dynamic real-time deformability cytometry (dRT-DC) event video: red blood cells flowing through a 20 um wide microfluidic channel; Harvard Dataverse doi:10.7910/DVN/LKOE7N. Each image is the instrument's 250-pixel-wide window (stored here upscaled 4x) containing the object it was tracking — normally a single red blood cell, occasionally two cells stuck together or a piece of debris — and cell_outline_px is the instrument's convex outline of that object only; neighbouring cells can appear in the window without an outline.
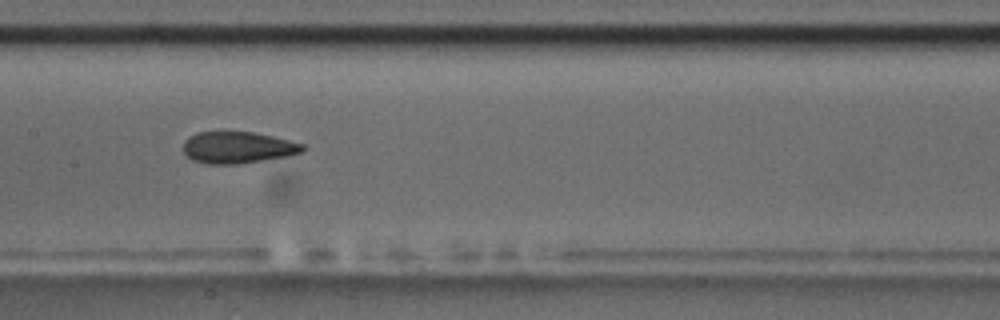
{"species": "common noctule bat (a hibernating species)", "species_latin": "Nyctalus noctula", "temperature_condition": "room temperature", "stored_images_in_passage": 7, "camera_frame_rate_fps": 3000, "um_per_image_px": 0.085, "animal": {"sex": "male", "body_mass_g": 17.5, "forearm_length_mm": 52.3}, "frame": {"image": 1, "passage_image": 4, "time_ms": 3.333, "image_size_px": [1000, 320], "cell_outline_px": [[304, 152], [284, 156], [236, 164], [204, 164], [192, 160], [184, 152], [184, 140], [188, 136], [196, 132], [252, 132], [272, 136], [304, 144]], "centroid_in_image_um": [20.16, 12.53], "position_along_channel_um": 187.2, "area_um2": 21.85}}
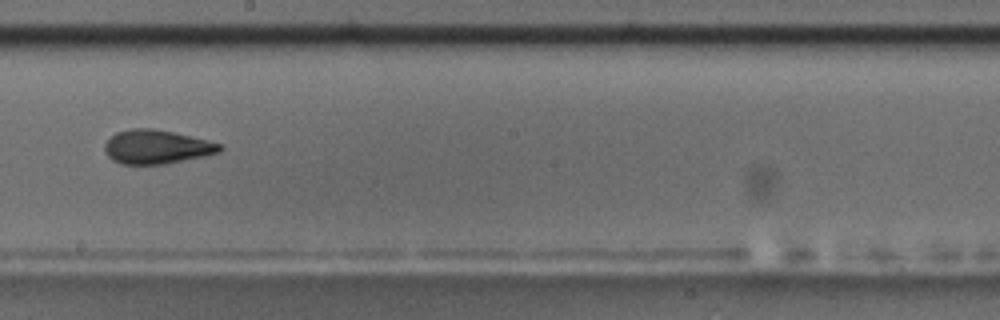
{"frame": {"image": 2, "passage_image": 5, "time_ms": 4.667, "image_size_px": [1000, 320], "cell_outline_px": [[224, 148], [220, 152], [204, 156], [168, 164], [120, 164], [112, 160], [104, 152], [104, 144], [116, 132], [128, 128], [152, 128], [172, 132], [208, 140], [220, 144]], "centroid_in_image_um": [13.3, 12.49], "position_along_channel_um": 234.9, "area_um2": 22.89}}